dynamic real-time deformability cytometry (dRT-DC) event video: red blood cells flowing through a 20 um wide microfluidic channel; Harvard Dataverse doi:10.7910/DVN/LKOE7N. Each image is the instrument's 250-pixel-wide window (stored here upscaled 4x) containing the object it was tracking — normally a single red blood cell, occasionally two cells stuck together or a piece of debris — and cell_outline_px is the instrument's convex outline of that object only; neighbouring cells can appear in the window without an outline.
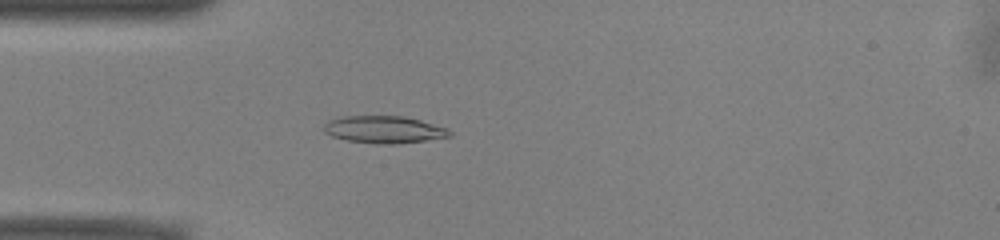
{"species": "common noctule bat (a hibernating species)", "species_latin": "Nyctalus noctula", "temperature_condition": "warm", "stored_images_in_passage": 51, "camera_frame_rate_fps": 3000, "um_per_image_px": 0.085, "animal": {"sex": "male", "body_mass_g": 13.0, "forearm_length_mm": 53.1}, "frame": {"image": 1, "passage_image": 14, "time_ms": 4.333, "image_size_px": [1000, 240], "cell_outline_px": [[452, 136], [396, 144], [376, 144], [348, 140], [332, 136], [324, 132], [324, 124], [328, 120], [344, 116], [404, 116], [420, 120], [448, 128], [452, 132]], "centroid_in_image_um": [32.65, 11.01], "position_along_channel_um": 52.4, "area_um2": 19.94}}
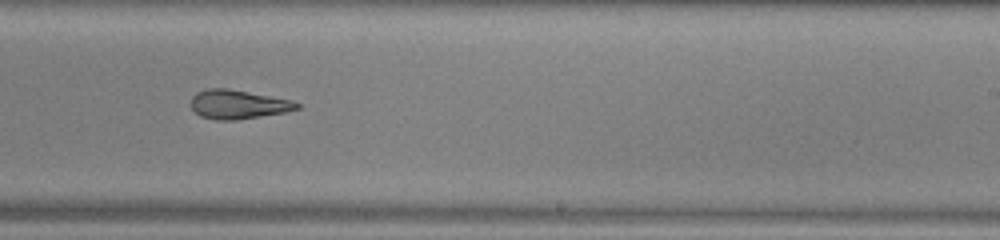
{"frame": {"image": 2, "passage_image": 31, "time_ms": 10.0, "image_size_px": [1000, 240], "cell_outline_px": [[300, 108], [284, 112], [236, 120], [216, 120], [200, 116], [192, 108], [192, 96], [196, 92], [208, 88], [228, 88], [292, 100], [300, 104]], "centroid_in_image_um": [20.22, 8.87], "position_along_channel_um": 268.8, "area_um2": 17.8}}
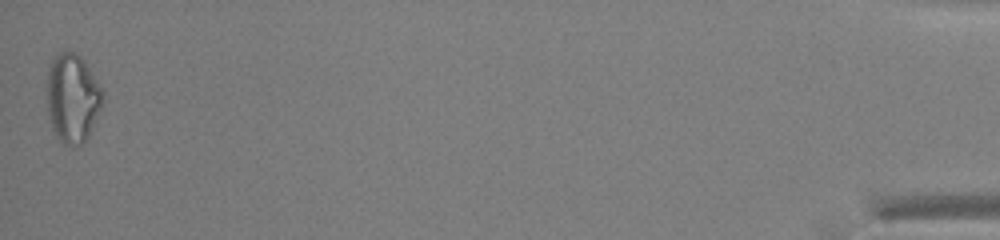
{"frame": {"image": 3, "passage_image": 51, "time_ms": 16.667, "image_size_px": [1000, 240], "cell_outline_px": [[104, 100], [88, 136], [84, 144], [64, 144], [52, 132], [48, 116], [48, 68], [52, 60], [60, 52], [76, 52], [84, 60], [104, 92]], "centroid_in_image_um": [6.17, 8.35], "position_along_channel_um": 429.0, "area_um2": 28.73}, "authors_computed_cell_mechanics": {"area_um2": 19.941, "velocity_mm_per_s": 3.9503, "shape_relaxation_time_tau1_ms": null, "shape_relaxation_time_tau2_ms": 4.2395, "deformation_change_tau1": null, "deformation_change_tau2": 0.1456}}